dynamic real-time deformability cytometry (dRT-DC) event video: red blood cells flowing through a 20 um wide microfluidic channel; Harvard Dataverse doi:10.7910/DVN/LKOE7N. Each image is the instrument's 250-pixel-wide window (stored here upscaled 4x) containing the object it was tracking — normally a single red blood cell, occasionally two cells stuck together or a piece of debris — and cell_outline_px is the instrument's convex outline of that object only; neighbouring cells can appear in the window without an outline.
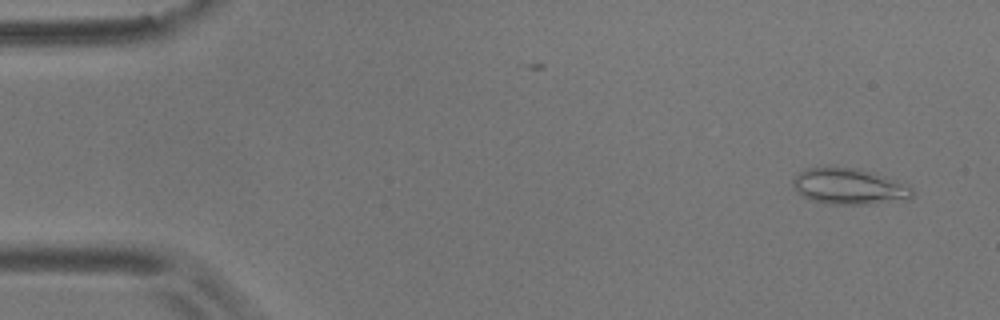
{"species": "common noctule bat (a hibernating species)", "species_latin": "Nyctalus noctula", "temperature_condition": "room temperature", "stored_images_in_passage": 4, "camera_frame_rate_fps": 3000, "um_per_image_px": 0.085, "animal": {"sex": "male", "body_mass_g": 17.9}, "frame": {"image": 1, "passage_image": 1, "time_ms": 0.0, "image_size_px": [1000, 320], "cell_outline_px": [[912, 196], [908, 200], [864, 204], [824, 204], [800, 196], [792, 188], [792, 180], [804, 168], [856, 168], [872, 172], [884, 176], [912, 188]], "centroid_in_image_um": [72.11, 15.87], "position_along_channel_um": 12.9, "area_um2": 24.91}}